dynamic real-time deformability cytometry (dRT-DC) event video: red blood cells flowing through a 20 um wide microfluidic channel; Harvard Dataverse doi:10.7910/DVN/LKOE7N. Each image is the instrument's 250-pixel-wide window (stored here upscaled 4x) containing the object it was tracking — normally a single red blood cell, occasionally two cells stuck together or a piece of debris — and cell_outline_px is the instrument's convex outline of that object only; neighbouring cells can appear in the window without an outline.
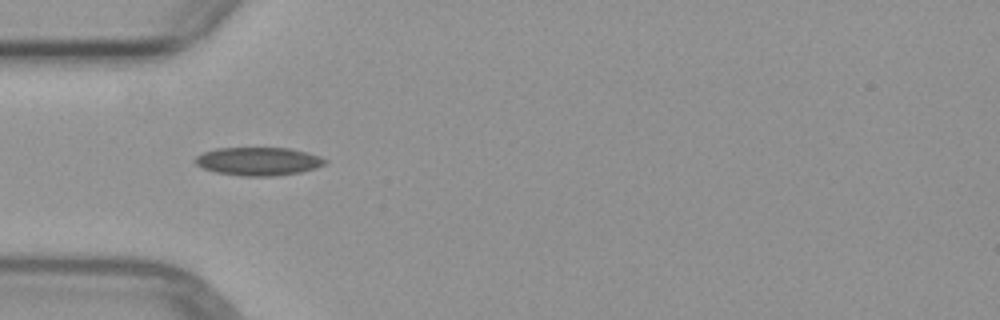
{"species": "common noctule bat (a hibernating species)", "species_latin": "Nyctalus noctula", "temperature_condition": "warm", "stored_images_in_passage": 6, "camera_frame_rate_fps": 3000, "um_per_image_px": 0.085, "animal": {"sex": "female", "body_mass_g": 29.2, "forearm_length_mm": 56.3}, "frame": {"image": 1, "passage_image": 3, "time_ms": 2.333, "image_size_px": [1000, 320], "cell_outline_px": [[328, 160], [324, 164], [316, 168], [300, 172], [272, 176], [244, 176], [216, 172], [204, 168], [196, 164], [192, 160], [196, 156], [204, 152], [216, 148], [288, 148], [320, 156]], "centroid_in_image_um": [21.94, 13.71], "position_along_channel_um": 63.1, "area_um2": 21.21}}
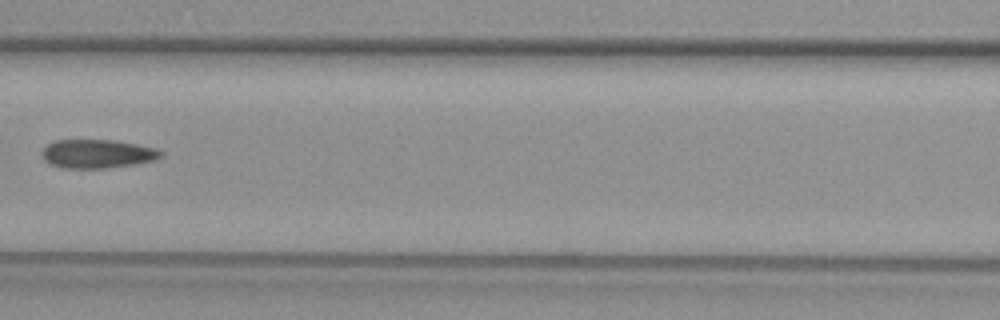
{"frame": {"image": 2, "passage_image": 5, "time_ms": 4.667, "image_size_px": [1000, 320], "cell_outline_px": [[164, 156], [156, 160], [108, 168], [60, 168], [48, 164], [40, 156], [40, 152], [48, 144], [56, 140], [112, 140], [136, 144], [156, 148], [164, 152]], "centroid_in_image_um": [8.25, 13.08], "position_along_channel_um": 158.3, "area_um2": 20.11}}
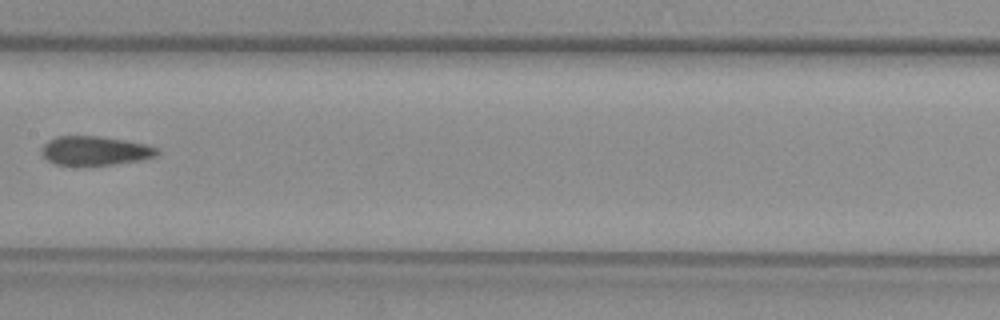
{"frame": {"image": 3, "passage_image": 6, "time_ms": 5.667, "image_size_px": [1000, 320], "cell_outline_px": [[160, 152], [156, 156], [140, 160], [112, 164], [56, 164], [48, 160], [40, 152], [44, 144], [48, 140], [56, 136], [96, 136], [124, 140], [144, 144], [160, 148]], "centroid_in_image_um": [8.09, 12.79], "position_along_channel_um": 199.3, "area_um2": 19.25}}